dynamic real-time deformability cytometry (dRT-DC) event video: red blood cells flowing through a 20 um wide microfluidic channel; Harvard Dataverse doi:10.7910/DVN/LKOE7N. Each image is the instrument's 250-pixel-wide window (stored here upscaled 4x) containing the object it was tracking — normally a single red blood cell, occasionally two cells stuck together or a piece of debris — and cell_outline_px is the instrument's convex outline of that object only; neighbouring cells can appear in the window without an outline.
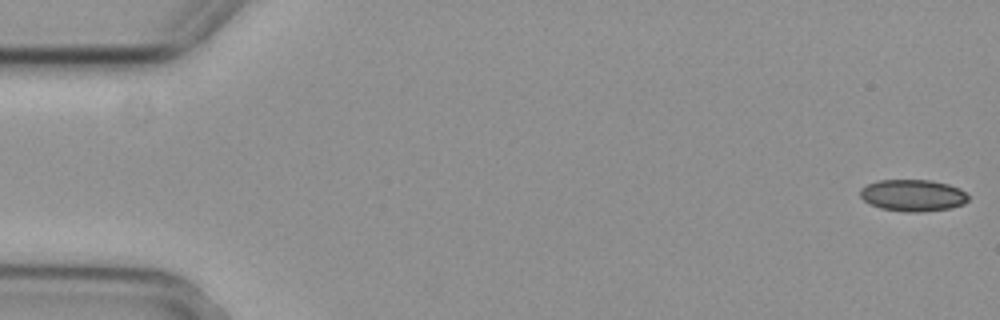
{"species": "common noctule bat (a hibernating species)", "species_latin": "Nyctalus noctula", "temperature_condition": "cold", "stored_images_in_passage": 2, "camera_frame_rate_fps": 3000, "um_per_image_px": 0.085, "animal": {"sex": "female", "body_mass_g": 29.2, "forearm_length_mm": 56.3}, "frame": {"image": 1, "passage_image": 1, "time_ms": 0.0, "image_size_px": [1000, 320], "cell_outline_px": [[968, 200], [964, 204], [948, 208], [920, 212], [904, 212], [880, 208], [864, 200], [860, 196], [860, 188], [876, 180], [932, 180], [948, 184], [960, 188], [968, 196]], "centroid_in_image_um": [77.58, 16.6], "position_along_channel_um": 7.4, "area_um2": 20.0}}